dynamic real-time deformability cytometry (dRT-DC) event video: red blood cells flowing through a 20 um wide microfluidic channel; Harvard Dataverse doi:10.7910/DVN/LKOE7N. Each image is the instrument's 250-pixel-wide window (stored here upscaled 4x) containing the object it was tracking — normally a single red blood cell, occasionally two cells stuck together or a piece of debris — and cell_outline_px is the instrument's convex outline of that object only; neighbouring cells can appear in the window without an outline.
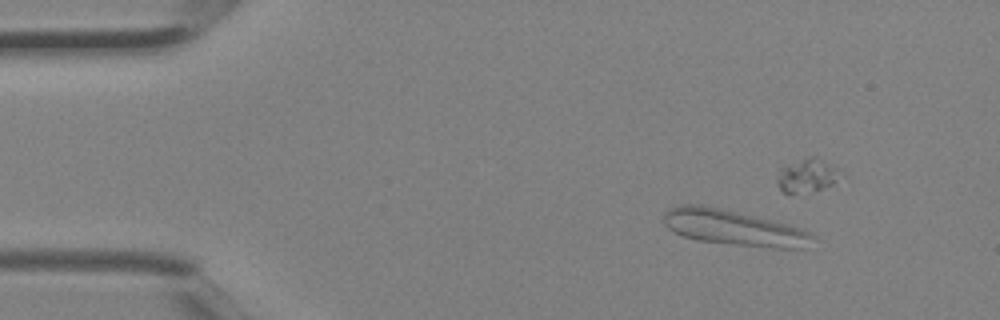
{"species": "Egyptian fruit bat (a non-hibernating species)", "species_latin": "Rousettus aegyptiacus", "temperature_condition": "room temperature", "stored_images_in_passage": 5, "segment_of_instrument_passage": [1, 2], "camera_frame_rate_fps": 3000, "um_per_image_px": 0.085, "animal": {"sex": "female"}, "frame": {"image": 1, "passage_image": 2, "time_ms": 0.333, "image_size_px": [1000, 320], "cell_outline_px": [[816, 236], [808, 248], [772, 248], [696, 240], [672, 232], [664, 224], [664, 216], [668, 208], [680, 204], [700, 204], [720, 208], [800, 228]], "centroid_in_image_um": [62.33, 19.37], "position_along_channel_um": 22.7, "area_um2": 30.52}}